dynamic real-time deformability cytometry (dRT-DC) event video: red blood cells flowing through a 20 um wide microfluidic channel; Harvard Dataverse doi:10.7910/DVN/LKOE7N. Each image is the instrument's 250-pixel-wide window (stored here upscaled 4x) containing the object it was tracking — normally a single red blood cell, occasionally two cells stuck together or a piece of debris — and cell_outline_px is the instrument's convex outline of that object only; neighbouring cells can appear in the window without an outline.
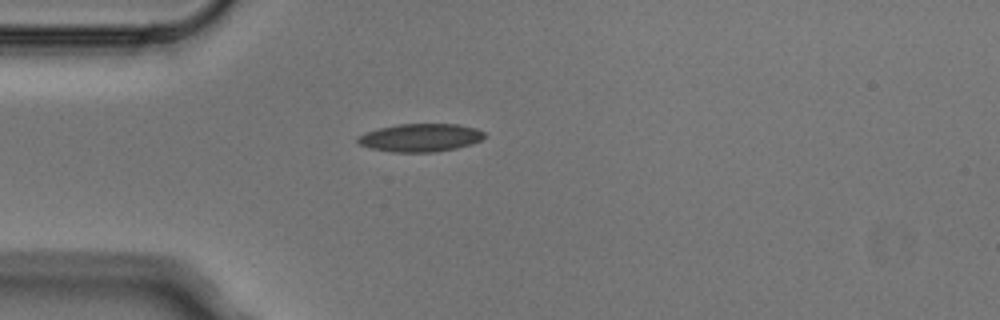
{"species": "Egyptian fruit bat (a non-hibernating species)", "species_latin": "Rousettus aegyptiacus", "temperature_condition": "cold", "stored_images_in_passage": 2, "camera_frame_rate_fps": 3000, "um_per_image_px": 0.085, "animal": {"sex": "male"}, "frame": {"image": 1, "passage_image": 1, "time_ms": 0.0, "image_size_px": [1000, 320], "cell_outline_px": [[484, 136], [480, 140], [472, 144], [456, 148], [432, 152], [392, 152], [372, 148], [360, 144], [356, 140], [356, 136], [380, 128], [400, 124], [456, 124], [476, 128], [484, 132]], "centroid_in_image_um": [35.74, 11.7], "position_along_channel_um": 49.3, "area_um2": 20.46}}